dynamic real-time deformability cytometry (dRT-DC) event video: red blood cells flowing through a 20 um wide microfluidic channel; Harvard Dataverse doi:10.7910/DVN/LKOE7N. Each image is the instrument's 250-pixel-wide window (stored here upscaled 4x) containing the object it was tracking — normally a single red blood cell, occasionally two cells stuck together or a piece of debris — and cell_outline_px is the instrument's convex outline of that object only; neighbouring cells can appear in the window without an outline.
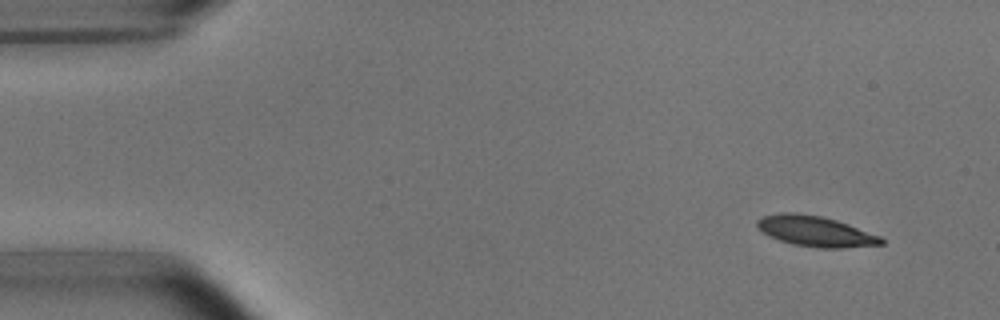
{"species": "common noctule bat (a hibernating species)", "species_latin": "Nyctalus noctula", "temperature_condition": "room temperature", "stored_images_in_passage": 4, "camera_frame_rate_fps": 3000, "um_per_image_px": 0.085, "animal": {"sex": "male", "body_mass_g": 15.6}, "frame": {"image": 1, "passage_image": 1, "time_ms": 0.0, "image_size_px": [1000, 320], "cell_outline_px": [[884, 244], [844, 248], [816, 248], [792, 244], [768, 236], [756, 228], [756, 220], [764, 216], [780, 212], [796, 212], [820, 216], [836, 220], [848, 224], [880, 236], [884, 240]], "centroid_in_image_um": [69.28, 19.66], "position_along_channel_um": 15.7, "area_um2": 22.2}}